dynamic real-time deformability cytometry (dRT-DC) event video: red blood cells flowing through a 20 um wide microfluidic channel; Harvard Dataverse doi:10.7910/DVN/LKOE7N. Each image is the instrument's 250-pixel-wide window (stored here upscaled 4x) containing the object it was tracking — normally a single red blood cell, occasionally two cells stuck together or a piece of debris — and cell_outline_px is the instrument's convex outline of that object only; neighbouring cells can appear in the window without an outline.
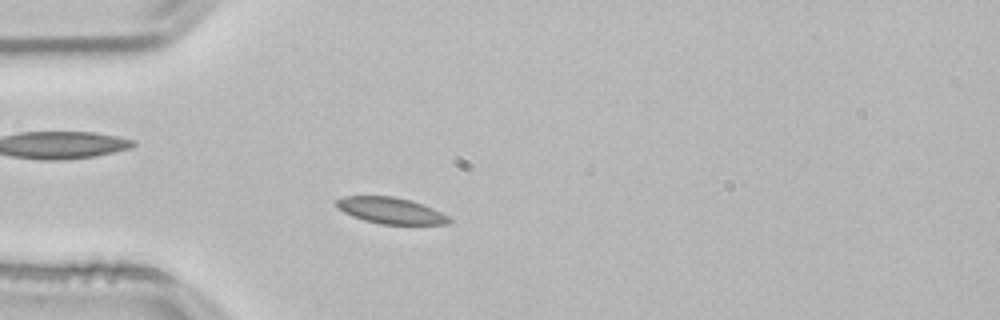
{"species": "common noctule bat (a hibernating species)", "species_latin": "Nyctalus noctula", "temperature_condition": "room temperature", "stored_images_in_passage": 49, "camera_frame_rate_fps": 3000, "um_per_image_px": 0.085, "animal": {"sex": "male", "body_mass_g": 21.5, "forearm_length_mm": 52.0}, "frame": {"image": 1, "passage_image": 10, "time_ms": 3.0, "image_size_px": [1000, 320], "cell_outline_px": [[452, 220], [448, 224], [380, 224], [364, 220], [352, 216], [336, 208], [336, 200], [344, 196], [392, 196], [412, 200], [432, 208], [448, 216]], "centroid_in_image_um": [33.19, 17.89], "position_along_channel_um": 51.8, "area_um2": 17.22}}
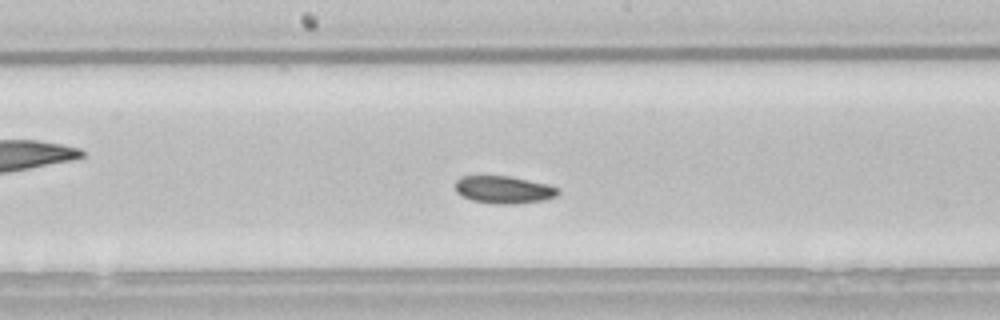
{"frame": {"image": 2, "passage_image": 23, "time_ms": 7.333, "image_size_px": [1000, 320], "cell_outline_px": [[560, 192], [556, 196], [544, 200], [516, 204], [492, 204], [472, 200], [456, 192], [456, 180], [460, 176], [508, 176], [548, 184], [560, 188]], "centroid_in_image_um": [42.84, 16.13], "position_along_channel_um": 205.4, "area_um2": 16.53}}
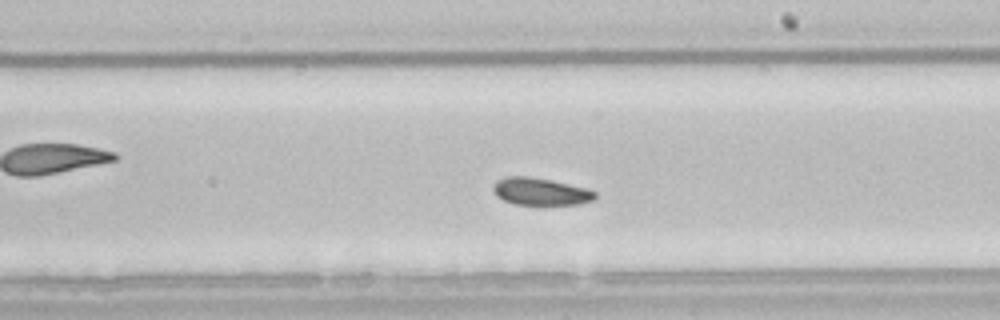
{"frame": {"image": 3, "passage_image": 26, "time_ms": 8.333, "image_size_px": [1000, 320], "cell_outline_px": [[596, 196], [592, 200], [580, 204], [516, 204], [504, 200], [496, 196], [492, 192], [492, 184], [496, 180], [504, 176], [528, 176], [552, 180], [588, 188], [596, 192]], "centroid_in_image_um": [45.9, 16.26], "position_along_channel_um": 243.1, "area_um2": 16.36}, "authors_computed_cell_mechanics": {"area_um2": 16.9932, "velocity_mm_per_s": 3.776, "shape_relaxation_time_tau1_ms": 1.9002, "shape_relaxation_time_tau2_ms": 11.2367, "deformation_change_tau1": 0.0573, "deformation_change_tau2": 0.1166}}